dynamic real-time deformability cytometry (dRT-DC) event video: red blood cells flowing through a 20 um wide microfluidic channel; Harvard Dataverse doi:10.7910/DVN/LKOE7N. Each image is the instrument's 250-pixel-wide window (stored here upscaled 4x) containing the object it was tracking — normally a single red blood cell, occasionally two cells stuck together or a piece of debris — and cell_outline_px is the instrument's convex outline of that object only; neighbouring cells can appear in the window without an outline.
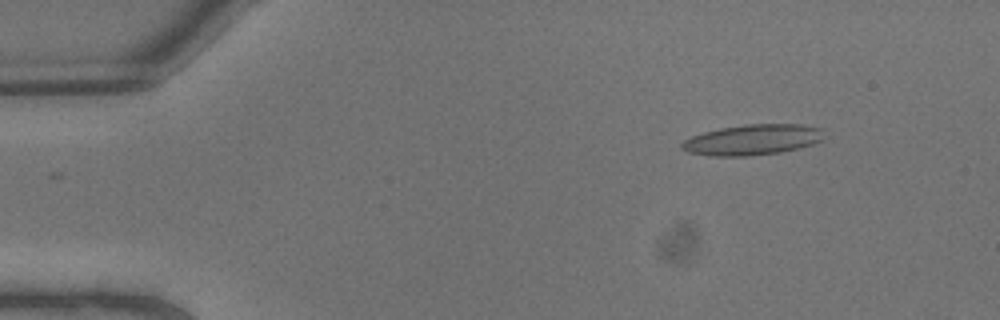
{"species": "common noctule bat (a hibernating species)", "species_latin": "Nyctalus noctula", "temperature_condition": "warm", "stored_images_in_passage": 6, "camera_frame_rate_fps": 3000, "um_per_image_px": 0.085, "animal": {"sex": "male", "body_mass_g": 13.3}, "frame": {"image": 1, "passage_image": 1, "time_ms": 0.0, "image_size_px": [1000, 320], "cell_outline_px": [[820, 140], [812, 144], [780, 152], [748, 156], [712, 156], [688, 152], [680, 148], [680, 144], [684, 140], [692, 136], [704, 132], [720, 128], [744, 124], [804, 124], [820, 128]], "centroid_in_image_um": [63.89, 11.87], "position_along_channel_um": 21.1, "area_um2": 25.09}}
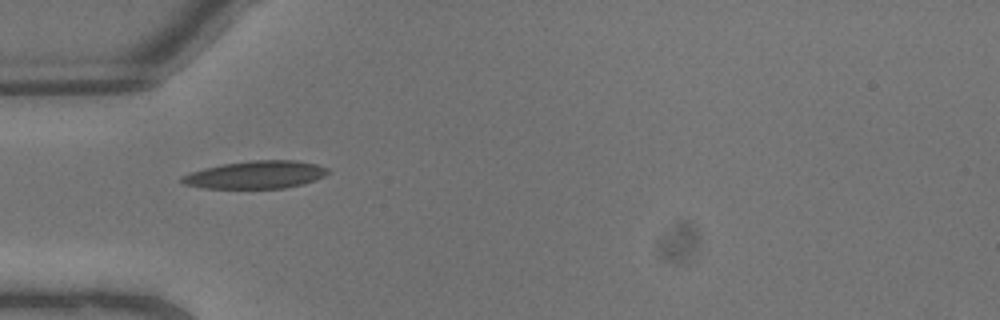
{"frame": {"image": 2, "passage_image": 5, "time_ms": 1.333, "image_size_px": [1000, 320], "cell_outline_px": [[328, 172], [324, 176], [316, 180], [304, 184], [284, 188], [204, 188], [184, 184], [180, 180], [180, 176], [204, 168], [224, 164], [252, 160], [296, 160], [316, 164], [328, 168]], "centroid_in_image_um": [21.75, 14.85], "position_along_channel_um": 63.2, "area_um2": 23.52}}
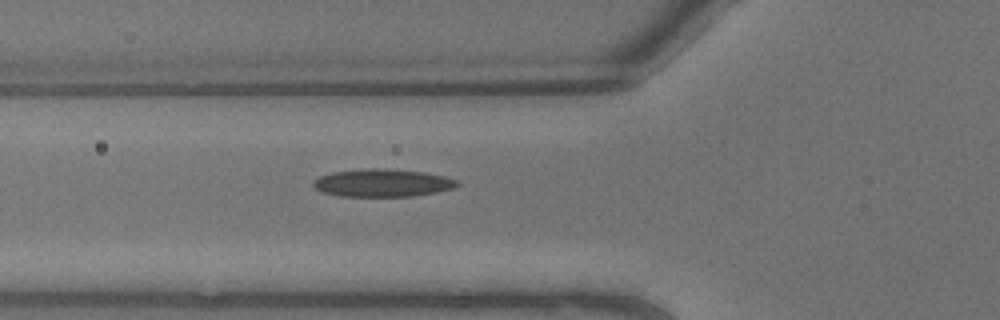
{"frame": {"image": 3, "passage_image": 6, "time_ms": 1.667, "image_size_px": [1000, 320], "cell_outline_px": [[460, 184], [456, 188], [436, 192], [412, 196], [340, 196], [320, 192], [312, 188], [312, 180], [320, 176], [332, 172], [364, 168], [384, 168], [424, 172], [444, 176], [460, 180]], "centroid_in_image_um": [32.49, 15.54], "position_along_channel_um": 93.3, "area_um2": 23.64}}